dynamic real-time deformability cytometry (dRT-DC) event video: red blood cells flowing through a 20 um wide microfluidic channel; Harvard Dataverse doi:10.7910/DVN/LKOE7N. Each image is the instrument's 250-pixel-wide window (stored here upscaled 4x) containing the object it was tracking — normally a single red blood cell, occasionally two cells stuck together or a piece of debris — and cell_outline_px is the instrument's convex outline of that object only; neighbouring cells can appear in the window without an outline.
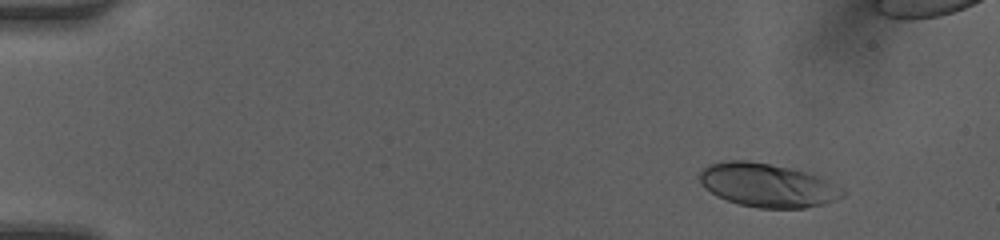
{"species": "human", "species_latin": "Homo sapiens", "temperature_condition": "room temperature", "stored_images_in_passage": 42, "camera_frame_rate_fps": 3000, "um_per_image_px": 0.085, "donor": {"sex": "female"}, "frame": {"image": 1, "passage_image": 2, "time_ms": 0.333, "image_size_px": [1000, 240], "cell_outline_px": [[844, 196], [836, 200], [824, 204], [804, 208], [756, 208], [740, 204], [716, 196], [700, 184], [700, 172], [708, 164], [728, 160], [744, 160], [792, 168], [808, 172], [820, 176], [844, 192]], "centroid_in_image_um": [65.21, 15.74], "position_along_channel_um": 19.8, "area_um2": 36.18}}
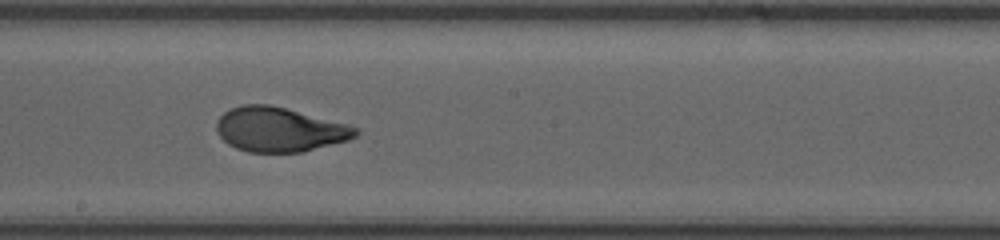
{"frame": {"image": 2, "passage_image": 25, "time_ms": 8.0, "image_size_px": [1000, 240], "cell_outline_px": [[360, 132], [356, 136], [348, 140], [304, 152], [248, 152], [236, 148], [228, 144], [216, 132], [216, 124], [220, 116], [224, 112], [240, 104], [268, 104], [348, 124], [360, 128]], "centroid_in_image_um": [23.76, 11.01], "position_along_channel_um": 224.4, "area_um2": 36.07}}
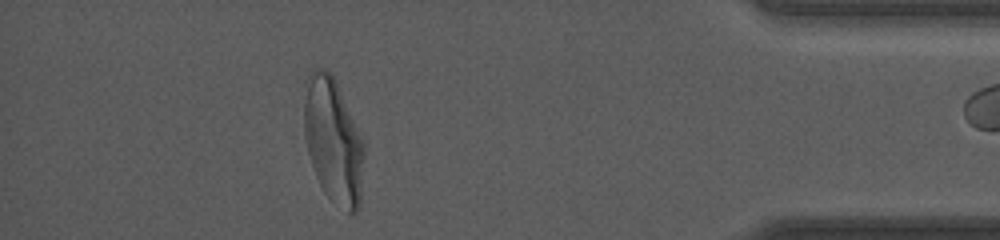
{"frame": {"image": 3, "passage_image": 41, "time_ms": 13.333, "image_size_px": [1000, 240], "cell_outline_px": [[364, 152], [360, 204], [356, 212], [348, 212], [332, 200], [324, 192], [316, 176], [308, 152], [304, 128], [304, 80], [312, 68], [320, 68], [328, 72], [332, 76], [364, 140]], "centroid_in_image_um": [28.31, 11.94], "position_along_channel_um": 406.9, "area_um2": 43.35}}